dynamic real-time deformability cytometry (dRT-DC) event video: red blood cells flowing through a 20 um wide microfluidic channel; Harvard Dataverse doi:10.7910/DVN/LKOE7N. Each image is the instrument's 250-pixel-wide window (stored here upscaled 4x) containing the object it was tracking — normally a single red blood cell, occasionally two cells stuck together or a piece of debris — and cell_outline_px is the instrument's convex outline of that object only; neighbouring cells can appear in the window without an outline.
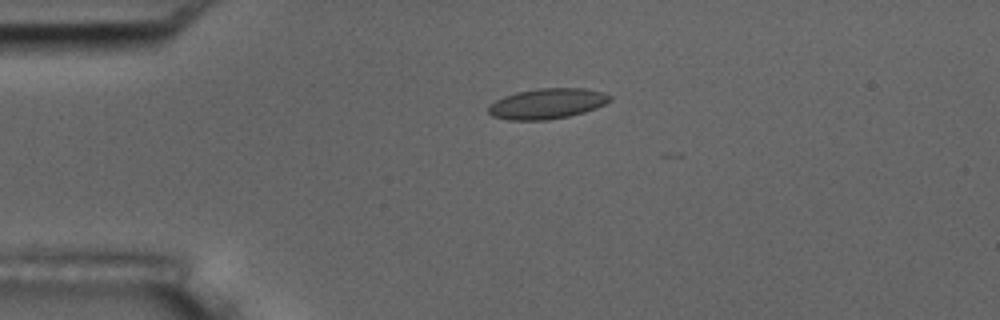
{"species": "common noctule bat (a hibernating species)", "species_latin": "Nyctalus noctula", "temperature_condition": "room temperature", "stored_images_in_passage": 5, "camera_frame_rate_fps": 3000, "um_per_image_px": 0.085, "animal": {"sex": "male", "body_mass_g": 17.5, "forearm_length_mm": 52.3}, "frame": {"image": 1, "passage_image": 1, "time_ms": 0.0, "image_size_px": [1000, 320], "cell_outline_px": [[612, 100], [596, 108], [584, 112], [568, 116], [548, 120], [508, 120], [492, 116], [488, 112], [488, 104], [504, 96], [516, 92], [540, 88], [584, 88], [604, 92], [612, 96]], "centroid_in_image_um": [46.5, 8.81], "position_along_channel_um": 38.5, "area_um2": 21.68}}